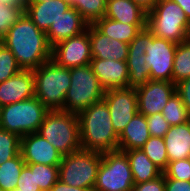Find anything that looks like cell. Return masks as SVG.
Segmentation results:
<instances>
[{
    "label": "cell",
    "mask_w": 190,
    "mask_h": 191,
    "mask_svg": "<svg viewBox=\"0 0 190 191\" xmlns=\"http://www.w3.org/2000/svg\"><path fill=\"white\" fill-rule=\"evenodd\" d=\"M103 100L109 108L113 128L120 135L138 113L136 89L131 87L109 89L105 91Z\"/></svg>",
    "instance_id": "30bf717a"
},
{
    "label": "cell",
    "mask_w": 190,
    "mask_h": 191,
    "mask_svg": "<svg viewBox=\"0 0 190 191\" xmlns=\"http://www.w3.org/2000/svg\"><path fill=\"white\" fill-rule=\"evenodd\" d=\"M141 149L162 172L167 169L169 159L163 138L151 136Z\"/></svg>",
    "instance_id": "f546056e"
},
{
    "label": "cell",
    "mask_w": 190,
    "mask_h": 191,
    "mask_svg": "<svg viewBox=\"0 0 190 191\" xmlns=\"http://www.w3.org/2000/svg\"><path fill=\"white\" fill-rule=\"evenodd\" d=\"M136 89L138 113L151 116L161 113L170 97L176 92V84L169 81L149 80Z\"/></svg>",
    "instance_id": "5bb4252c"
},
{
    "label": "cell",
    "mask_w": 190,
    "mask_h": 191,
    "mask_svg": "<svg viewBox=\"0 0 190 191\" xmlns=\"http://www.w3.org/2000/svg\"><path fill=\"white\" fill-rule=\"evenodd\" d=\"M73 8L77 9L81 16L93 24L106 13L107 0H66Z\"/></svg>",
    "instance_id": "83f0119b"
},
{
    "label": "cell",
    "mask_w": 190,
    "mask_h": 191,
    "mask_svg": "<svg viewBox=\"0 0 190 191\" xmlns=\"http://www.w3.org/2000/svg\"><path fill=\"white\" fill-rule=\"evenodd\" d=\"M35 96L33 70H21L0 83V106L9 105Z\"/></svg>",
    "instance_id": "e0dca14e"
},
{
    "label": "cell",
    "mask_w": 190,
    "mask_h": 191,
    "mask_svg": "<svg viewBox=\"0 0 190 191\" xmlns=\"http://www.w3.org/2000/svg\"><path fill=\"white\" fill-rule=\"evenodd\" d=\"M153 37V33L146 27L129 43L127 58L128 87L137 88L150 80V70L145 62V52L148 42Z\"/></svg>",
    "instance_id": "4fadbf2b"
},
{
    "label": "cell",
    "mask_w": 190,
    "mask_h": 191,
    "mask_svg": "<svg viewBox=\"0 0 190 191\" xmlns=\"http://www.w3.org/2000/svg\"><path fill=\"white\" fill-rule=\"evenodd\" d=\"M89 39L92 58L127 61L129 44L110 39L93 24H89Z\"/></svg>",
    "instance_id": "d6986e66"
},
{
    "label": "cell",
    "mask_w": 190,
    "mask_h": 191,
    "mask_svg": "<svg viewBox=\"0 0 190 191\" xmlns=\"http://www.w3.org/2000/svg\"><path fill=\"white\" fill-rule=\"evenodd\" d=\"M71 5L66 0L27 1L25 13L33 23L45 33Z\"/></svg>",
    "instance_id": "ffe728a7"
},
{
    "label": "cell",
    "mask_w": 190,
    "mask_h": 191,
    "mask_svg": "<svg viewBox=\"0 0 190 191\" xmlns=\"http://www.w3.org/2000/svg\"><path fill=\"white\" fill-rule=\"evenodd\" d=\"M134 185L126 153L119 149L102 153L93 191H131Z\"/></svg>",
    "instance_id": "9c48e42d"
},
{
    "label": "cell",
    "mask_w": 190,
    "mask_h": 191,
    "mask_svg": "<svg viewBox=\"0 0 190 191\" xmlns=\"http://www.w3.org/2000/svg\"><path fill=\"white\" fill-rule=\"evenodd\" d=\"M150 137L146 116L137 113L119 135L118 149H141Z\"/></svg>",
    "instance_id": "7402d4cb"
},
{
    "label": "cell",
    "mask_w": 190,
    "mask_h": 191,
    "mask_svg": "<svg viewBox=\"0 0 190 191\" xmlns=\"http://www.w3.org/2000/svg\"><path fill=\"white\" fill-rule=\"evenodd\" d=\"M3 43V36H2V34L0 33V44H2Z\"/></svg>",
    "instance_id": "f6af8a7d"
},
{
    "label": "cell",
    "mask_w": 190,
    "mask_h": 191,
    "mask_svg": "<svg viewBox=\"0 0 190 191\" xmlns=\"http://www.w3.org/2000/svg\"><path fill=\"white\" fill-rule=\"evenodd\" d=\"M89 23L72 6L62 16L53 22L46 32L49 45L55 46L59 42L76 36L87 30Z\"/></svg>",
    "instance_id": "ac0fdd59"
},
{
    "label": "cell",
    "mask_w": 190,
    "mask_h": 191,
    "mask_svg": "<svg viewBox=\"0 0 190 191\" xmlns=\"http://www.w3.org/2000/svg\"><path fill=\"white\" fill-rule=\"evenodd\" d=\"M28 1H49V0H28ZM52 1V0H50Z\"/></svg>",
    "instance_id": "bcb514c9"
},
{
    "label": "cell",
    "mask_w": 190,
    "mask_h": 191,
    "mask_svg": "<svg viewBox=\"0 0 190 191\" xmlns=\"http://www.w3.org/2000/svg\"><path fill=\"white\" fill-rule=\"evenodd\" d=\"M82 149L106 153L118 150L119 135L115 132L110 111L102 99L77 114Z\"/></svg>",
    "instance_id": "7a4b0ae2"
},
{
    "label": "cell",
    "mask_w": 190,
    "mask_h": 191,
    "mask_svg": "<svg viewBox=\"0 0 190 191\" xmlns=\"http://www.w3.org/2000/svg\"><path fill=\"white\" fill-rule=\"evenodd\" d=\"M21 70L11 50L3 43L0 44V83L11 78Z\"/></svg>",
    "instance_id": "d6a6232c"
},
{
    "label": "cell",
    "mask_w": 190,
    "mask_h": 191,
    "mask_svg": "<svg viewBox=\"0 0 190 191\" xmlns=\"http://www.w3.org/2000/svg\"><path fill=\"white\" fill-rule=\"evenodd\" d=\"M176 93L180 96L183 104L190 114V77L176 84Z\"/></svg>",
    "instance_id": "f35d334b"
},
{
    "label": "cell",
    "mask_w": 190,
    "mask_h": 191,
    "mask_svg": "<svg viewBox=\"0 0 190 191\" xmlns=\"http://www.w3.org/2000/svg\"><path fill=\"white\" fill-rule=\"evenodd\" d=\"M35 97L50 111L62 110L66 92L70 87V69L58 65L52 59L33 70Z\"/></svg>",
    "instance_id": "5b68a950"
},
{
    "label": "cell",
    "mask_w": 190,
    "mask_h": 191,
    "mask_svg": "<svg viewBox=\"0 0 190 191\" xmlns=\"http://www.w3.org/2000/svg\"><path fill=\"white\" fill-rule=\"evenodd\" d=\"M90 66L105 91L128 87L127 61L92 58Z\"/></svg>",
    "instance_id": "2e32d148"
},
{
    "label": "cell",
    "mask_w": 190,
    "mask_h": 191,
    "mask_svg": "<svg viewBox=\"0 0 190 191\" xmlns=\"http://www.w3.org/2000/svg\"><path fill=\"white\" fill-rule=\"evenodd\" d=\"M190 77V38L177 44L173 62L172 82L177 84Z\"/></svg>",
    "instance_id": "4316f807"
},
{
    "label": "cell",
    "mask_w": 190,
    "mask_h": 191,
    "mask_svg": "<svg viewBox=\"0 0 190 191\" xmlns=\"http://www.w3.org/2000/svg\"><path fill=\"white\" fill-rule=\"evenodd\" d=\"M37 133L63 156L82 148L80 123L75 113L62 110L49 111Z\"/></svg>",
    "instance_id": "277c9868"
},
{
    "label": "cell",
    "mask_w": 190,
    "mask_h": 191,
    "mask_svg": "<svg viewBox=\"0 0 190 191\" xmlns=\"http://www.w3.org/2000/svg\"><path fill=\"white\" fill-rule=\"evenodd\" d=\"M20 138L17 134L0 127V165L20 153Z\"/></svg>",
    "instance_id": "4dcf8cb0"
},
{
    "label": "cell",
    "mask_w": 190,
    "mask_h": 191,
    "mask_svg": "<svg viewBox=\"0 0 190 191\" xmlns=\"http://www.w3.org/2000/svg\"><path fill=\"white\" fill-rule=\"evenodd\" d=\"M133 1L148 12L156 4L158 0H133Z\"/></svg>",
    "instance_id": "7bdbcfd3"
},
{
    "label": "cell",
    "mask_w": 190,
    "mask_h": 191,
    "mask_svg": "<svg viewBox=\"0 0 190 191\" xmlns=\"http://www.w3.org/2000/svg\"><path fill=\"white\" fill-rule=\"evenodd\" d=\"M16 191H41L36 185L35 164H25L16 185Z\"/></svg>",
    "instance_id": "d590c367"
},
{
    "label": "cell",
    "mask_w": 190,
    "mask_h": 191,
    "mask_svg": "<svg viewBox=\"0 0 190 191\" xmlns=\"http://www.w3.org/2000/svg\"><path fill=\"white\" fill-rule=\"evenodd\" d=\"M177 43L153 37L147 44L145 62L150 70V80L172 82L173 62Z\"/></svg>",
    "instance_id": "8fae6325"
},
{
    "label": "cell",
    "mask_w": 190,
    "mask_h": 191,
    "mask_svg": "<svg viewBox=\"0 0 190 191\" xmlns=\"http://www.w3.org/2000/svg\"><path fill=\"white\" fill-rule=\"evenodd\" d=\"M172 2L177 3L186 14L188 20L190 21V0H171Z\"/></svg>",
    "instance_id": "b9f144b4"
},
{
    "label": "cell",
    "mask_w": 190,
    "mask_h": 191,
    "mask_svg": "<svg viewBox=\"0 0 190 191\" xmlns=\"http://www.w3.org/2000/svg\"><path fill=\"white\" fill-rule=\"evenodd\" d=\"M147 28L154 37L177 44L190 38V21L184 10L171 0H158L147 12Z\"/></svg>",
    "instance_id": "3957f363"
},
{
    "label": "cell",
    "mask_w": 190,
    "mask_h": 191,
    "mask_svg": "<svg viewBox=\"0 0 190 191\" xmlns=\"http://www.w3.org/2000/svg\"><path fill=\"white\" fill-rule=\"evenodd\" d=\"M165 191H190V181L165 178Z\"/></svg>",
    "instance_id": "ab89813d"
},
{
    "label": "cell",
    "mask_w": 190,
    "mask_h": 191,
    "mask_svg": "<svg viewBox=\"0 0 190 191\" xmlns=\"http://www.w3.org/2000/svg\"><path fill=\"white\" fill-rule=\"evenodd\" d=\"M101 161L102 153L82 148L65 155L59 165V180L93 191Z\"/></svg>",
    "instance_id": "52a82bcc"
},
{
    "label": "cell",
    "mask_w": 190,
    "mask_h": 191,
    "mask_svg": "<svg viewBox=\"0 0 190 191\" xmlns=\"http://www.w3.org/2000/svg\"><path fill=\"white\" fill-rule=\"evenodd\" d=\"M130 163L134 184L144 183L163 172L146 156L142 149L124 151Z\"/></svg>",
    "instance_id": "d4e9b609"
},
{
    "label": "cell",
    "mask_w": 190,
    "mask_h": 191,
    "mask_svg": "<svg viewBox=\"0 0 190 191\" xmlns=\"http://www.w3.org/2000/svg\"><path fill=\"white\" fill-rule=\"evenodd\" d=\"M28 0H0V4L16 7H26Z\"/></svg>",
    "instance_id": "ee69618b"
},
{
    "label": "cell",
    "mask_w": 190,
    "mask_h": 191,
    "mask_svg": "<svg viewBox=\"0 0 190 191\" xmlns=\"http://www.w3.org/2000/svg\"><path fill=\"white\" fill-rule=\"evenodd\" d=\"M50 110L35 96L1 107L0 127L23 137L39 130Z\"/></svg>",
    "instance_id": "8992f818"
},
{
    "label": "cell",
    "mask_w": 190,
    "mask_h": 191,
    "mask_svg": "<svg viewBox=\"0 0 190 191\" xmlns=\"http://www.w3.org/2000/svg\"><path fill=\"white\" fill-rule=\"evenodd\" d=\"M131 191H165L164 173L153 180L135 184Z\"/></svg>",
    "instance_id": "74e56055"
},
{
    "label": "cell",
    "mask_w": 190,
    "mask_h": 191,
    "mask_svg": "<svg viewBox=\"0 0 190 191\" xmlns=\"http://www.w3.org/2000/svg\"><path fill=\"white\" fill-rule=\"evenodd\" d=\"M146 120L148 123L149 133L153 137L163 138L170 128L169 123L163 118L161 113L146 116Z\"/></svg>",
    "instance_id": "8d00e7d4"
},
{
    "label": "cell",
    "mask_w": 190,
    "mask_h": 191,
    "mask_svg": "<svg viewBox=\"0 0 190 191\" xmlns=\"http://www.w3.org/2000/svg\"><path fill=\"white\" fill-rule=\"evenodd\" d=\"M3 44L11 50L23 70H34L52 57L47 35L24 13L3 36Z\"/></svg>",
    "instance_id": "6da1fadb"
},
{
    "label": "cell",
    "mask_w": 190,
    "mask_h": 191,
    "mask_svg": "<svg viewBox=\"0 0 190 191\" xmlns=\"http://www.w3.org/2000/svg\"><path fill=\"white\" fill-rule=\"evenodd\" d=\"M50 191H92V190L69 186L66 183H63L61 180H58L53 185Z\"/></svg>",
    "instance_id": "60d3db41"
},
{
    "label": "cell",
    "mask_w": 190,
    "mask_h": 191,
    "mask_svg": "<svg viewBox=\"0 0 190 191\" xmlns=\"http://www.w3.org/2000/svg\"><path fill=\"white\" fill-rule=\"evenodd\" d=\"M51 59L58 65L68 69L90 65L92 56L89 26L85 32L65 39L53 46Z\"/></svg>",
    "instance_id": "7c38bea8"
},
{
    "label": "cell",
    "mask_w": 190,
    "mask_h": 191,
    "mask_svg": "<svg viewBox=\"0 0 190 191\" xmlns=\"http://www.w3.org/2000/svg\"><path fill=\"white\" fill-rule=\"evenodd\" d=\"M25 8L0 4V33L2 36L20 20L25 13Z\"/></svg>",
    "instance_id": "836d02e7"
},
{
    "label": "cell",
    "mask_w": 190,
    "mask_h": 191,
    "mask_svg": "<svg viewBox=\"0 0 190 191\" xmlns=\"http://www.w3.org/2000/svg\"><path fill=\"white\" fill-rule=\"evenodd\" d=\"M163 173L164 178L190 181V158L169 161L167 169Z\"/></svg>",
    "instance_id": "e575fe53"
},
{
    "label": "cell",
    "mask_w": 190,
    "mask_h": 191,
    "mask_svg": "<svg viewBox=\"0 0 190 191\" xmlns=\"http://www.w3.org/2000/svg\"><path fill=\"white\" fill-rule=\"evenodd\" d=\"M20 153L25 164L59 166L63 155L37 132L20 138Z\"/></svg>",
    "instance_id": "9a60e30c"
},
{
    "label": "cell",
    "mask_w": 190,
    "mask_h": 191,
    "mask_svg": "<svg viewBox=\"0 0 190 191\" xmlns=\"http://www.w3.org/2000/svg\"><path fill=\"white\" fill-rule=\"evenodd\" d=\"M163 139L169 161L190 158V121L170 126Z\"/></svg>",
    "instance_id": "44dd1931"
},
{
    "label": "cell",
    "mask_w": 190,
    "mask_h": 191,
    "mask_svg": "<svg viewBox=\"0 0 190 191\" xmlns=\"http://www.w3.org/2000/svg\"><path fill=\"white\" fill-rule=\"evenodd\" d=\"M93 25L110 39L114 38L127 44L131 43L137 34L147 27V24H127L107 17L96 20Z\"/></svg>",
    "instance_id": "cb8c5ba5"
},
{
    "label": "cell",
    "mask_w": 190,
    "mask_h": 191,
    "mask_svg": "<svg viewBox=\"0 0 190 191\" xmlns=\"http://www.w3.org/2000/svg\"><path fill=\"white\" fill-rule=\"evenodd\" d=\"M104 17L127 24H147V11L133 0H107Z\"/></svg>",
    "instance_id": "603a6c76"
},
{
    "label": "cell",
    "mask_w": 190,
    "mask_h": 191,
    "mask_svg": "<svg viewBox=\"0 0 190 191\" xmlns=\"http://www.w3.org/2000/svg\"><path fill=\"white\" fill-rule=\"evenodd\" d=\"M70 77L63 111L78 114L103 99L105 90L99 84L90 65L70 68Z\"/></svg>",
    "instance_id": "ba28073f"
},
{
    "label": "cell",
    "mask_w": 190,
    "mask_h": 191,
    "mask_svg": "<svg viewBox=\"0 0 190 191\" xmlns=\"http://www.w3.org/2000/svg\"><path fill=\"white\" fill-rule=\"evenodd\" d=\"M35 179L41 191L51 190L59 180V166L35 164Z\"/></svg>",
    "instance_id": "1f68e13d"
},
{
    "label": "cell",
    "mask_w": 190,
    "mask_h": 191,
    "mask_svg": "<svg viewBox=\"0 0 190 191\" xmlns=\"http://www.w3.org/2000/svg\"><path fill=\"white\" fill-rule=\"evenodd\" d=\"M161 114L170 126L180 125L190 121V114L176 92L170 97Z\"/></svg>",
    "instance_id": "f1b7e54d"
},
{
    "label": "cell",
    "mask_w": 190,
    "mask_h": 191,
    "mask_svg": "<svg viewBox=\"0 0 190 191\" xmlns=\"http://www.w3.org/2000/svg\"><path fill=\"white\" fill-rule=\"evenodd\" d=\"M25 165L21 153L0 165V187L3 191H12Z\"/></svg>",
    "instance_id": "484cf974"
}]
</instances>
